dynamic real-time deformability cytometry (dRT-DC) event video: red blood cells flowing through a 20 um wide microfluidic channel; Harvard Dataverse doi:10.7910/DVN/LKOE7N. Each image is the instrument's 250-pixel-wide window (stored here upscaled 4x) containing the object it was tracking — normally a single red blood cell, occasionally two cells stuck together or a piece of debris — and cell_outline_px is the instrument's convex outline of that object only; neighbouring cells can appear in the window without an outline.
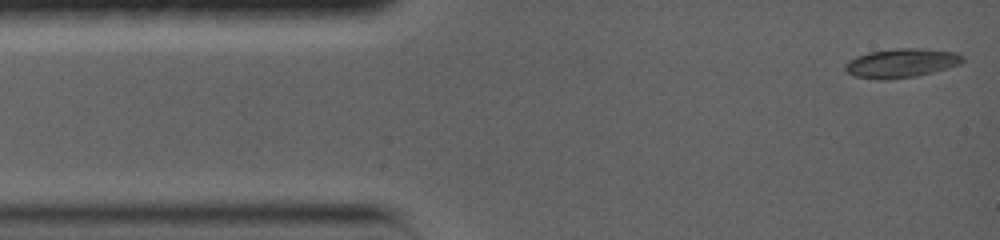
{"species": "common noctule bat (a hibernating species)", "species_latin": "Nyctalus noctula", "temperature_condition": "warm", "stored_images_in_passage": 9, "camera_frame_rate_fps": 5000, "um_per_image_px": 0.085, "animal": {"sex": "female", "body_mass_g": 19.0, "forearm_length_mm": 56.7}, "frame": {"image": 1, "passage_image": 1, "time_ms": 0.0, "image_size_px": [1000, 240], "cell_outline_px": [[964, 60], [960, 64], [932, 72], [916, 76], [888, 80], [856, 76], [848, 72], [844, 68], [844, 64], [848, 60], [856, 56], [868, 52], [896, 48], [928, 48], [956, 52], [964, 56]], "centroid_in_image_um": [76.63, 5.34], "position_along_channel_um": 8.4, "area_um2": 19.94}}
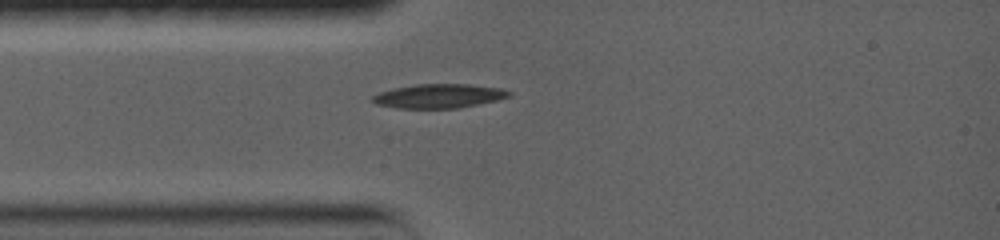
{"frame": {"image": 2, "passage_image": 7, "time_ms": 3.0, "image_size_px": [1000, 240], "cell_outline_px": [[512, 92], [508, 96], [496, 100], [460, 108], [396, 108], [376, 104], [372, 100], [372, 96], [380, 92], [392, 88], [416, 84], [468, 84], [500, 88]], "centroid_in_image_um": [37.27, 8.16], "position_along_channel_um": 47.7, "area_um2": 19.07}}